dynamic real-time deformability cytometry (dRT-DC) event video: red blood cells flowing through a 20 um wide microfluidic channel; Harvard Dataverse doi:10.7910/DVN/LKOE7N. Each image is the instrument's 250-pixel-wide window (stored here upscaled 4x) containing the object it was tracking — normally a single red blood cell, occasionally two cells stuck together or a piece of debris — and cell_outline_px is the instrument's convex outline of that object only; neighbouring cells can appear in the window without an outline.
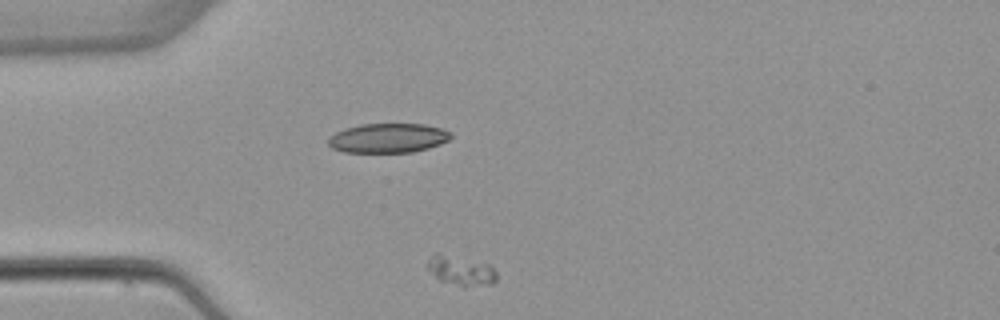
{"species": "common noctule bat (a hibernating species)", "species_latin": "Nyctalus noctula", "temperature_condition": "warm", "stored_images_in_passage": 3, "segment_of_instrument_passage": [2, 2], "camera_frame_rate_fps": 3000, "um_per_image_px": 0.085, "animal": {"sex": "female", "body_mass_g": 22.7, "forearm_length_mm": 54.2}, "frame": {"image": 1, "passage_image": 3, "time_ms": 2.333, "image_size_px": [1000, 320], "cell_outline_px": [[496, 280], [492, 284], [464, 288], [440, 280], [428, 268], [428, 260], [436, 252], [488, 264], [496, 272]], "centroid_in_image_um": [39.2, 23.03], "position_along_channel_um": 45.8, "area_um2": 11.79}}